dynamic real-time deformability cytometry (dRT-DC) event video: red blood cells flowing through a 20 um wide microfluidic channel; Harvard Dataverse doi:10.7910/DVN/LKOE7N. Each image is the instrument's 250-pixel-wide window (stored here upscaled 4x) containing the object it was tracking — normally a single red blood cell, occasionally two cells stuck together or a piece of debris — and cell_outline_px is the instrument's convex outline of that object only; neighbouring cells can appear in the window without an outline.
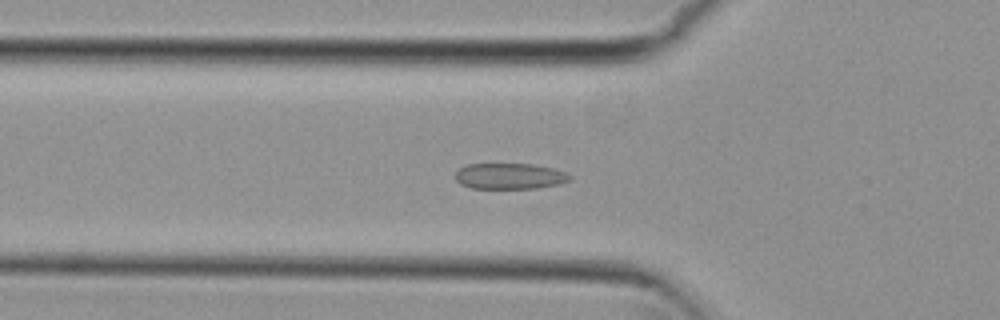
{"species": "common noctule bat (a hibernating species)", "species_latin": "Nyctalus noctula", "temperature_condition": "cold", "stored_images_in_passage": 47, "camera_frame_rate_fps": 3000, "um_per_image_px": 0.085, "animal": {"sex": "female", "body_mass_g": 29.2, "forearm_length_mm": 56.3}, "frame": {"image": 1, "passage_image": 11, "time_ms": 3.333, "image_size_px": [1000, 320], "cell_outline_px": [[572, 176], [568, 180], [560, 184], [536, 188], [472, 188], [460, 184], [456, 180], [456, 172], [460, 168], [468, 164], [532, 164], [552, 168], [564, 172]], "centroid_in_image_um": [43.31, 14.97], "position_along_channel_um": 82.5, "area_um2": 17.11}}
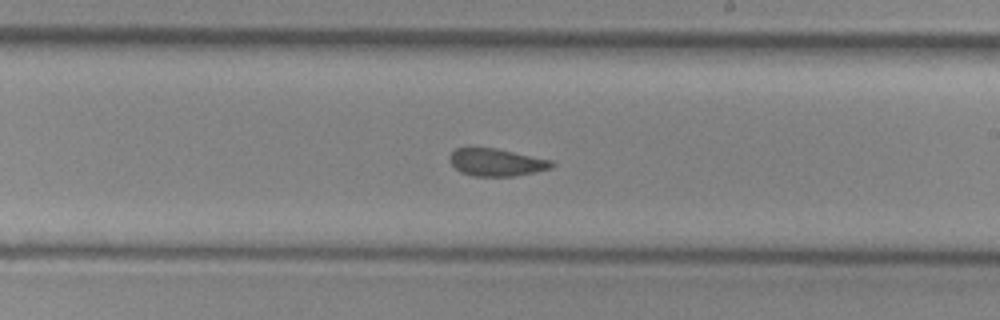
{"frame": {"image": 2, "passage_image": 24, "time_ms": 7.667, "image_size_px": [1000, 320], "cell_outline_px": [[556, 164], [552, 168], [516, 176], [472, 176], [460, 172], [448, 160], [448, 156], [456, 148], [496, 148], [552, 160]], "centroid_in_image_um": [42.2, 13.8], "position_along_channel_um": 246.8, "area_um2": 16.42}}
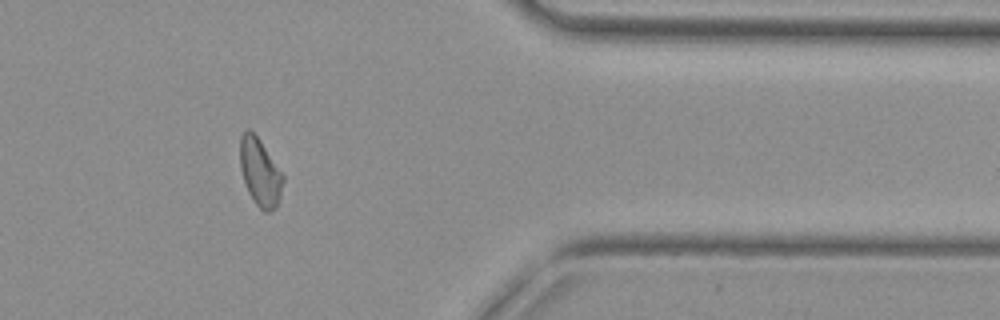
{"frame": {"image": 3, "passage_image": 37, "time_ms": 12.0, "image_size_px": [1000, 320], "cell_outline_px": [[284, 180], [280, 200], [276, 208], [268, 212], [264, 212], [256, 204], [248, 192], [240, 168], [240, 136], [248, 128], [256, 136], [284, 176]], "centroid_in_image_um": [22.11, 14.69], "position_along_channel_um": 389.3, "area_um2": 16.7}, "authors_computed_cell_mechanics": {"area_um2": 17.2244, "velocity_mm_per_s": 3.7871, "shape_relaxation_time_tau1_ms": null, "shape_relaxation_time_tau2_ms": 1.7042, "deformation_change_tau1": null, "deformation_change_tau2": 0.0756}}